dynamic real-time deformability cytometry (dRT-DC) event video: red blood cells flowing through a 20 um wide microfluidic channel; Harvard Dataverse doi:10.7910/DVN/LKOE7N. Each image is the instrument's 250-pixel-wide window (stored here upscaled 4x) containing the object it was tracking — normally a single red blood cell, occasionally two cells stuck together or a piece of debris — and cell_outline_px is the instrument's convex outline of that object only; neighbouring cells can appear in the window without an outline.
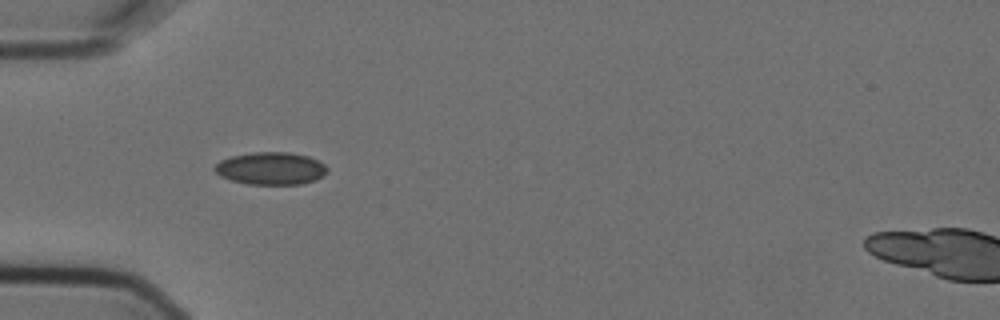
{"species": "Egyptian fruit bat (a non-hibernating species)", "species_latin": "Rousettus aegyptiacus", "temperature_condition": "cold", "stored_images_in_passage": 7, "camera_frame_rate_fps": 3000, "um_per_image_px": 0.085, "animal": {"sex": "female"}, "frame": {"image": 1, "passage_image": 6, "time_ms": 1.667, "image_size_px": [1000, 320], "cell_outline_px": [[328, 172], [324, 176], [316, 180], [300, 184], [248, 184], [232, 180], [220, 176], [212, 168], [220, 160], [232, 156], [252, 152], [288, 152], [308, 156], [324, 164], [328, 168]], "centroid_in_image_um": [23.03, 14.31], "position_along_channel_um": 62.0, "area_um2": 21.39}}
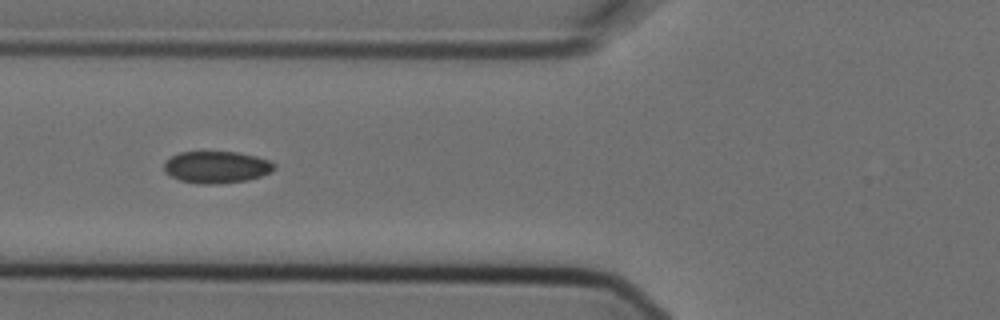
{"frame": {"image": 2, "passage_image": 7, "time_ms": 2.0, "image_size_px": [1000, 320], "cell_outline_px": [[276, 168], [272, 172], [248, 180], [216, 184], [196, 184], [180, 180], [164, 172], [164, 160], [180, 152], [240, 152], [256, 156], [268, 160], [276, 164]], "centroid_in_image_um": [18.41, 14.21], "position_along_channel_um": 107.4, "area_um2": 20.69}}